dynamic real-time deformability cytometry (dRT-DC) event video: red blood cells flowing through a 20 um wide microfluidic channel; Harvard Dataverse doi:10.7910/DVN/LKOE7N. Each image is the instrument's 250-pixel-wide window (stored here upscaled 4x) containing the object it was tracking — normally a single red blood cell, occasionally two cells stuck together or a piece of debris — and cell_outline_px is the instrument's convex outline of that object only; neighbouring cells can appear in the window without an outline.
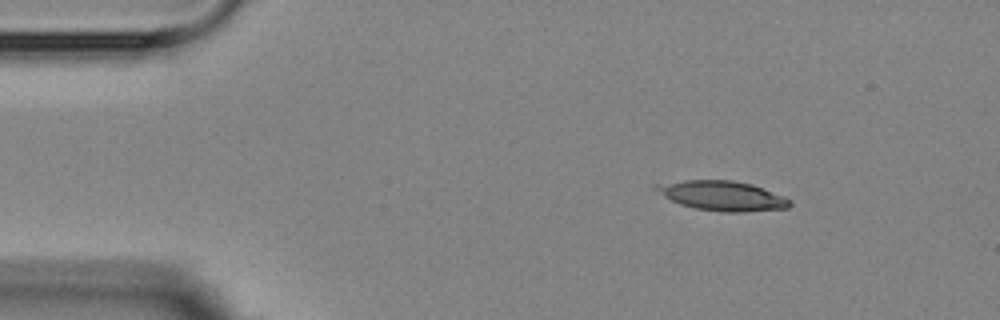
{"species": "Egyptian fruit bat (a non-hibernating species)", "species_latin": "Rousettus aegyptiacus", "temperature_condition": "room temperature", "stored_images_in_passage": 7, "camera_frame_rate_fps": 3000, "um_per_image_px": 0.085, "animal": {"sex": "female"}, "frame": {"image": 1, "passage_image": 1, "time_ms": 0.0, "image_size_px": [1000, 320], "cell_outline_px": [[792, 204], [788, 208], [744, 212], [720, 212], [696, 208], [680, 204], [664, 196], [652, 188], [652, 184], [684, 180], [732, 180], [752, 184], [784, 196], [792, 200]], "centroid_in_image_um": [61.39, 16.63], "position_along_channel_um": 23.6, "area_um2": 23.29}}
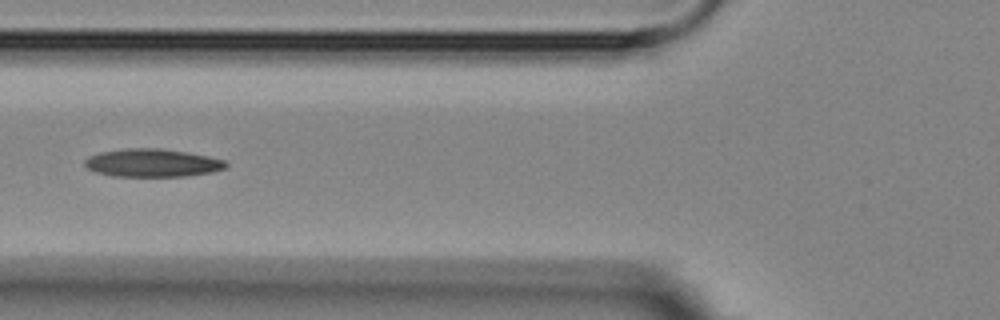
{"frame": {"image": 2, "passage_image": 4, "time_ms": 4.333, "image_size_px": [1000, 320], "cell_outline_px": [[228, 164], [224, 168], [212, 172], [184, 176], [112, 176], [96, 172], [88, 168], [84, 164], [84, 160], [88, 156], [100, 152], [128, 148], [160, 148], [208, 156], [224, 160]], "centroid_in_image_um": [12.91, 13.84], "position_along_channel_um": 112.9, "area_um2": 22.89}}
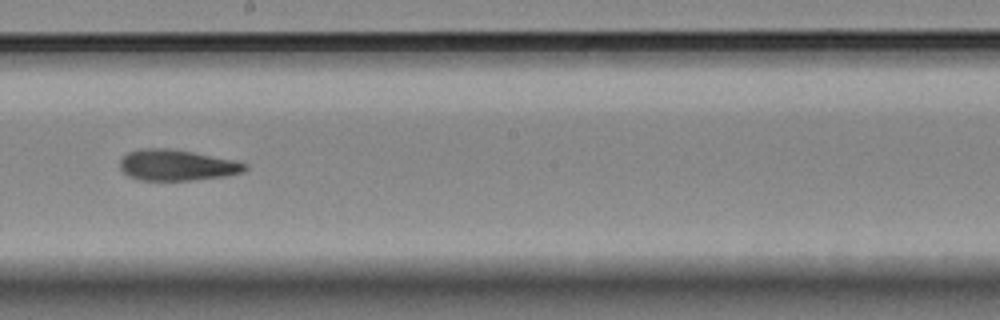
{"frame": {"image": 3, "passage_image": 7, "time_ms": 7.667, "image_size_px": [1000, 320], "cell_outline_px": [[248, 168], [244, 172], [224, 176], [188, 180], [140, 180], [128, 176], [120, 168], [120, 160], [128, 152], [144, 148], [168, 148], [192, 152], [236, 160], [248, 164]], "centroid_in_image_um": [15.05, 14.03], "position_along_channel_um": 233.2, "area_um2": 22.48}}